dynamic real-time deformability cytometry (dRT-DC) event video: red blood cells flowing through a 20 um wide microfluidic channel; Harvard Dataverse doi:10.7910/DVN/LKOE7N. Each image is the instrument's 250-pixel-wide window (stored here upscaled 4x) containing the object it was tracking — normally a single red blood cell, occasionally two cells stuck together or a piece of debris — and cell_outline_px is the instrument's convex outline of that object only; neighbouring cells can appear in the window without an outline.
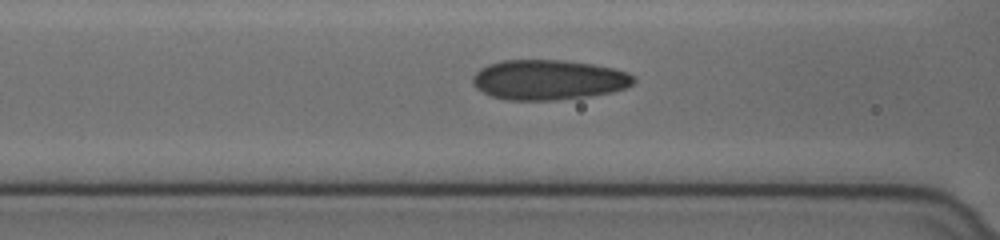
{"species": "human", "species_latin": "Homo sapiens", "temperature_condition": "cold", "stored_images_in_passage": 51, "camera_frame_rate_fps": 3000, "um_per_image_px": 0.085, "donor": {"sex": "female"}, "frame": {"image": 1, "passage_image": 26, "time_ms": 8.333, "image_size_px": [1000, 240], "cell_outline_px": [[636, 80], [632, 84], [624, 88], [612, 92], [588, 96], [556, 100], [508, 100], [492, 96], [476, 88], [472, 84], [472, 76], [480, 68], [488, 64], [504, 60], [564, 60], [592, 64], [612, 68], [628, 72], [636, 76]], "centroid_in_image_um": [46.62, 6.78], "position_along_channel_um": 120.0, "area_um2": 37.63}}
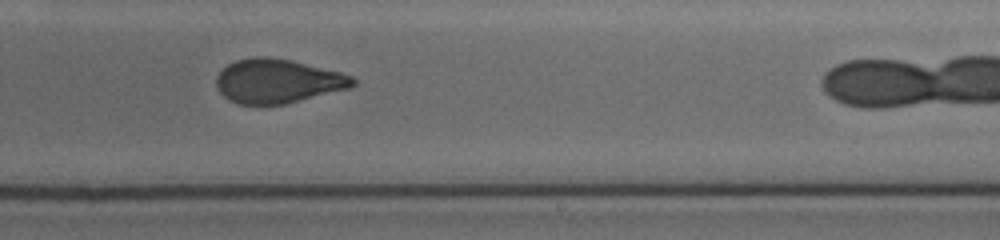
{"frame": {"image": 2, "passage_image": 38, "time_ms": 12.333, "image_size_px": [1000, 240], "cell_outline_px": [[356, 84], [348, 88], [284, 104], [240, 104], [224, 96], [216, 88], [216, 76], [228, 64], [236, 60], [256, 56], [268, 56], [292, 60], [340, 72], [352, 76], [356, 80]], "centroid_in_image_um": [23.59, 6.87], "position_along_channel_um": 265.4, "area_um2": 34.8}}
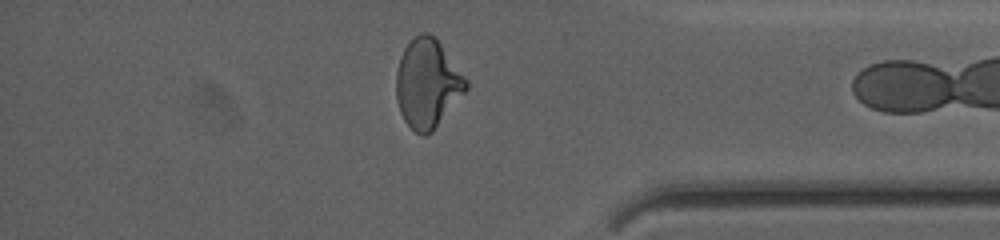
{"frame": {"image": 3, "passage_image": 50, "time_ms": 16.333, "image_size_px": [1000, 240], "cell_outline_px": [[468, 88], [432, 132], [424, 136], [416, 132], [404, 120], [400, 112], [396, 100], [396, 72], [400, 56], [404, 48], [420, 32], [428, 32], [440, 44], [468, 80]], "centroid_in_image_um": [36.32, 7.11], "position_along_channel_um": 398.9, "area_um2": 35.78}}